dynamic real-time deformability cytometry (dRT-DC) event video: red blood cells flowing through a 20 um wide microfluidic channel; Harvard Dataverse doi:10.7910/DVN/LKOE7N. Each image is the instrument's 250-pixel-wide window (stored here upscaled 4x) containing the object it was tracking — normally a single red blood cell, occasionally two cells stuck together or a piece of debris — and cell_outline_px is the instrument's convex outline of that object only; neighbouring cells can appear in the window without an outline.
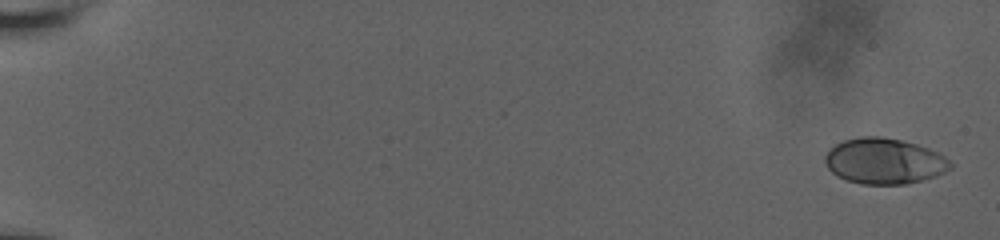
{"species": "human", "species_latin": "Homo sapiens", "temperature_condition": "room temperature", "stored_images_in_passage": 16, "camera_frame_rate_fps": 3000, "um_per_image_px": 0.085, "donor": {"sex": "male"}, "frame": {"image": 1, "passage_image": 1, "time_ms": 0.0, "image_size_px": [1000, 240], "cell_outline_px": [[952, 168], [936, 176], [904, 184], [864, 184], [848, 180], [836, 176], [828, 168], [824, 160], [824, 156], [836, 144], [844, 140], [860, 136], [880, 136], [900, 140], [916, 144], [928, 148], [944, 156], [952, 164]], "centroid_in_image_um": [75.15, 13.69], "position_along_channel_um": 9.8, "area_um2": 33.18}}
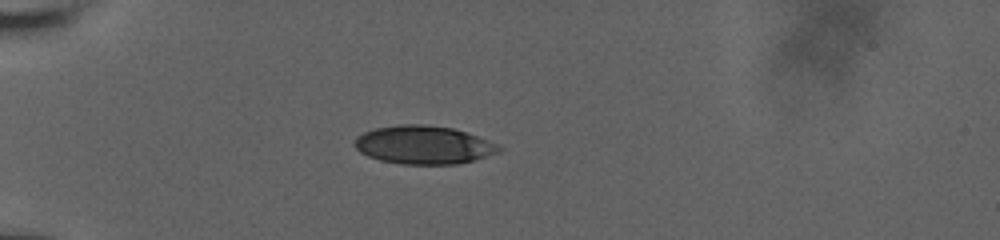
{"frame": {"image": 2, "passage_image": 12, "time_ms": 3.667, "image_size_px": [1000, 240], "cell_outline_px": [[504, 148], [500, 152], [476, 160], [456, 164], [400, 164], [380, 160], [368, 156], [360, 152], [356, 148], [356, 136], [364, 132], [376, 128], [400, 124], [424, 124], [452, 128], [476, 136], [496, 144]], "centroid_in_image_um": [36.02, 12.32], "position_along_channel_um": 49.0, "area_um2": 32.08}}
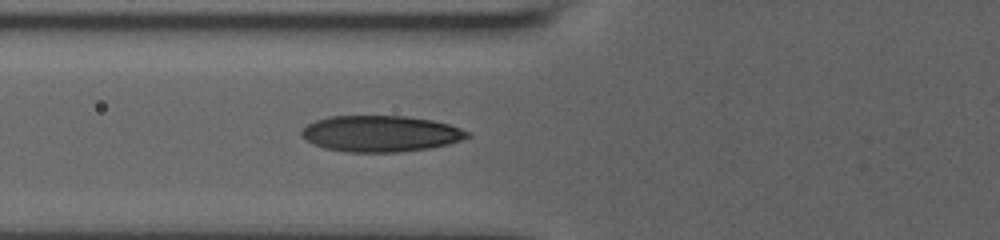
{"frame": {"image": 3, "passage_image": 16, "time_ms": 5.0, "image_size_px": [1000, 240], "cell_outline_px": [[472, 136], [448, 144], [428, 148], [400, 152], [348, 152], [324, 148], [312, 144], [300, 132], [308, 124], [316, 120], [328, 116], [408, 116], [432, 120], [448, 124], [472, 132]], "centroid_in_image_um": [32.38, 11.36], "position_along_channel_um": 93.4, "area_um2": 34.97}}